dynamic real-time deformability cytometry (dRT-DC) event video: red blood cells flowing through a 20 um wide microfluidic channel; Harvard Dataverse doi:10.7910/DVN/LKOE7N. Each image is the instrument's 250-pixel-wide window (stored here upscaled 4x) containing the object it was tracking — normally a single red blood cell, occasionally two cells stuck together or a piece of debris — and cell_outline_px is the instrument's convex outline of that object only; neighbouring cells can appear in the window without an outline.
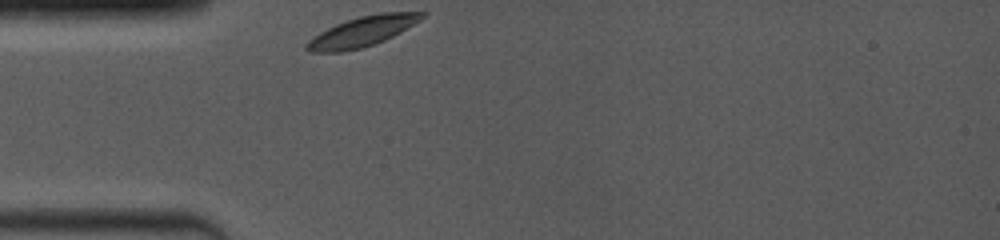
{"species": "common noctule bat (a hibernating species)", "species_latin": "Nyctalus noctula", "temperature_condition": "room temperature", "stored_images_in_passage": 12, "camera_frame_rate_fps": 4000, "um_per_image_px": 0.085, "animal": {"sex": "female", "body_mass_g": 19.0, "forearm_length_mm": 53.3}, "frame": {"image": 1, "passage_image": 1, "time_ms": 0.0, "image_size_px": [1000, 240], "cell_outline_px": [[428, 12], [420, 20], [400, 32], [384, 40], [360, 48], [340, 52], [312, 52], [304, 48], [304, 44], [308, 40], [320, 32], [336, 24], [360, 16], [380, 12]], "centroid_in_image_um": [30.77, 2.67], "position_along_channel_um": 54.2, "area_um2": 19.88}}
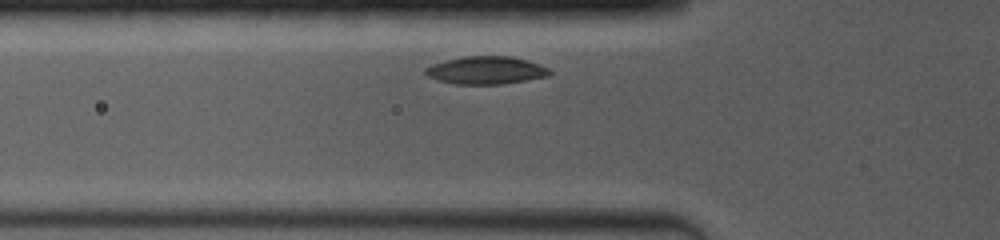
{"frame": {"image": 2, "passage_image": 8, "time_ms": 1.0, "image_size_px": [1000, 240], "cell_outline_px": [[552, 72], [548, 76], [500, 84], [456, 84], [440, 80], [428, 76], [424, 72], [424, 68], [432, 64], [444, 60], [464, 56], [508, 56], [524, 60], [548, 68]], "centroid_in_image_um": [41.25, 5.97], "position_along_channel_um": 84.5, "area_um2": 19.77}}